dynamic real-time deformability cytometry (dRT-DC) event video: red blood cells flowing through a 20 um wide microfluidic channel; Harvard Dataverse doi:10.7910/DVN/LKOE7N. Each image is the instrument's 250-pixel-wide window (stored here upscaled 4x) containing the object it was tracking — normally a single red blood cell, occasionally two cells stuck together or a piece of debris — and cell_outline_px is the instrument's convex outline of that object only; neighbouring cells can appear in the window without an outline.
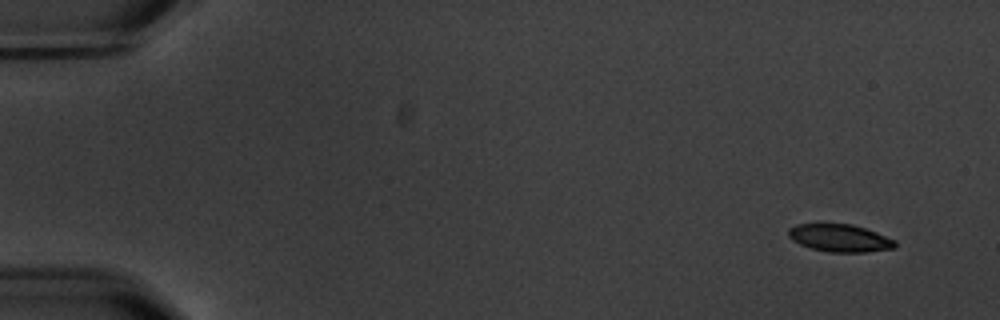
{"species": "common noctule bat (a hibernating species)", "species_latin": "Nyctalus noctula", "temperature_condition": "warm", "stored_images_in_passage": 4, "camera_frame_rate_fps": 3000, "um_per_image_px": 0.085, "animal": {"sex": "male", "body_mass_g": 20.1, "forearm_length_mm": 53.5}, "frame": {"image": 1, "passage_image": 2, "time_ms": 1.0, "image_size_px": [1000, 320], "cell_outline_px": [[896, 248], [864, 252], [828, 252], [812, 248], [800, 244], [792, 240], [788, 236], [788, 228], [796, 224], [820, 220], [852, 224], [876, 232], [896, 240]], "centroid_in_image_um": [71.32, 20.17], "position_along_channel_um": 13.7, "area_um2": 17.92}}